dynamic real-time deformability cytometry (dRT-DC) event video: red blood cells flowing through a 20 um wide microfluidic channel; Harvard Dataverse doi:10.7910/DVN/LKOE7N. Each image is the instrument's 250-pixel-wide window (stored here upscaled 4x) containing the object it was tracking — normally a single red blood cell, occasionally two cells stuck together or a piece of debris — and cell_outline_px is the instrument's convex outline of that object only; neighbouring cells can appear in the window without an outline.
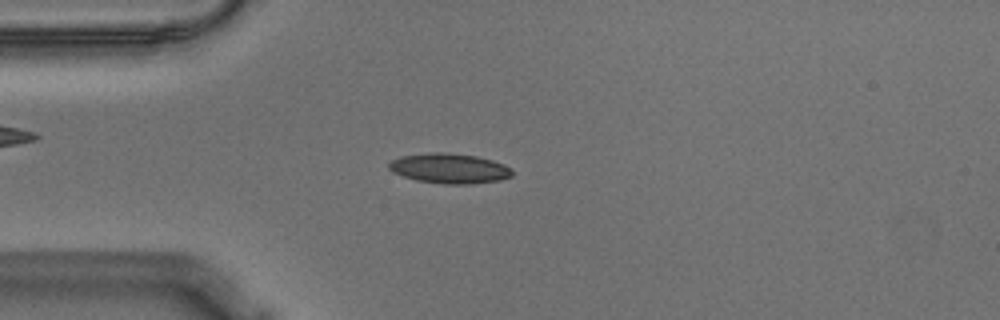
{"species": "Egyptian fruit bat (a non-hibernating species)", "species_latin": "Rousettus aegyptiacus", "temperature_condition": "warm", "stored_images_in_passage": 55, "camera_frame_rate_fps": 3000, "um_per_image_px": 0.085, "animal": {"sex": "male"}, "frame": {"image": 1, "passage_image": 14, "time_ms": 4.333, "image_size_px": [1000, 320], "cell_outline_px": [[512, 176], [500, 180], [472, 184], [444, 184], [416, 180], [392, 172], [388, 168], [388, 164], [392, 160], [400, 156], [428, 152], [444, 152], [476, 156], [492, 160], [504, 164], [512, 168]], "centroid_in_image_um": [38.2, 14.31], "position_along_channel_um": 46.8, "area_um2": 21.68}}
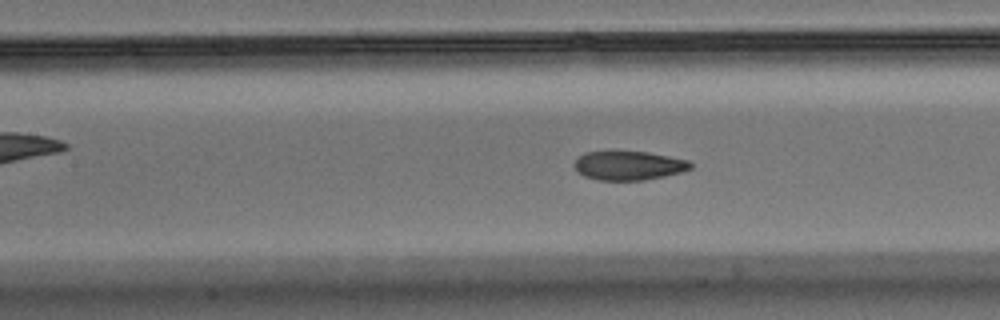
{"frame": {"image": 2, "passage_image": 24, "time_ms": 7.667, "image_size_px": [1000, 320], "cell_outline_px": [[692, 168], [684, 172], [644, 180], [596, 180], [584, 176], [572, 164], [584, 152], [648, 152], [688, 160], [692, 164]], "centroid_in_image_um": [53.46, 14.08], "position_along_channel_um": 153.9, "area_um2": 19.54}}
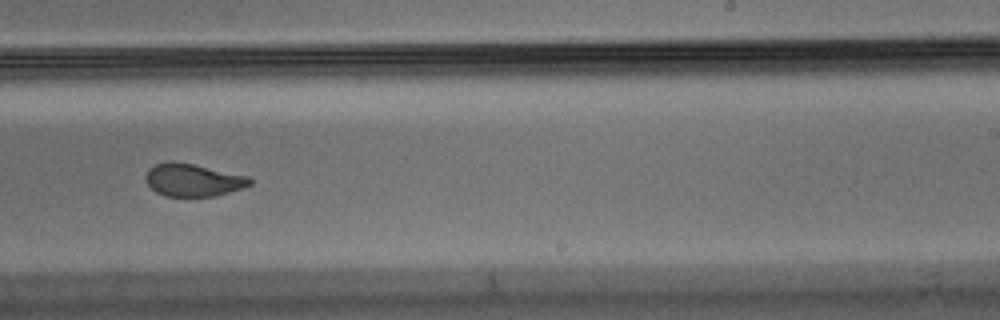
{"frame": {"image": 3, "passage_image": 34, "time_ms": 11.0, "image_size_px": [1000, 320], "cell_outline_px": [[252, 184], [244, 188], [216, 196], [164, 196], [156, 192], [148, 184], [144, 176], [148, 168], [156, 164], [168, 160], [172, 160], [192, 164], [248, 176], [252, 180]], "centroid_in_image_um": [16.39, 15.3], "position_along_channel_um": 272.6, "area_um2": 19.94}, "authors_computed_cell_mechanics": {"area_um2": 20.6924, "velocity_mm_per_s": 3.5731, "shape_relaxation_time_tau1_ms": 6.2407, "shape_relaxation_time_tau2_ms": 1.2025, "deformation_change_tau1": 0.192, "deformation_change_tau2": 0.0623}}